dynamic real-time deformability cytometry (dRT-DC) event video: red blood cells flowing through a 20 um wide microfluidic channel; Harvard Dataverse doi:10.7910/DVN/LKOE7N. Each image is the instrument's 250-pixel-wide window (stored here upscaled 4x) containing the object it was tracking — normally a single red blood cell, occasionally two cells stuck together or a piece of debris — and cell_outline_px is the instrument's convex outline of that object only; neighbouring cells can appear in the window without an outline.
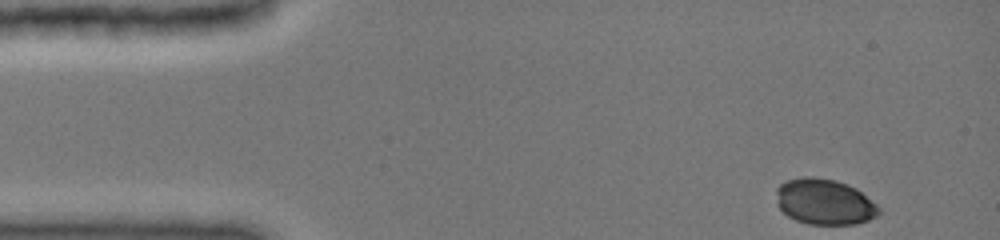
{"species": "common noctule bat (a hibernating species)", "species_latin": "Nyctalus noctula", "temperature_condition": "cold", "stored_images_in_passage": 17, "camera_frame_rate_fps": 3000, "um_per_image_px": 0.085, "animal": {"sex": "female", "body_mass_g": 19.0, "forearm_length_mm": 51.5}, "frame": {"image": 1, "passage_image": 1, "time_ms": 0.0, "image_size_px": [1000, 240], "cell_outline_px": [[880, 212], [876, 216], [868, 220], [856, 224], [808, 224], [796, 220], [788, 216], [776, 204], [776, 188], [784, 180], [804, 176], [812, 176], [836, 180], [848, 184], [856, 188], [876, 204], [880, 208]], "centroid_in_image_um": [70.05, 17.14], "position_along_channel_um": 15.0, "area_um2": 27.57}}
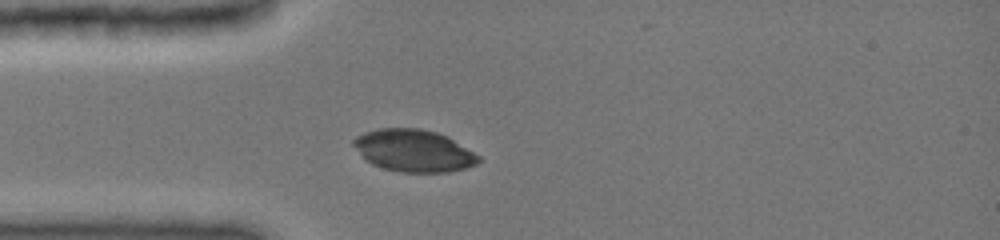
{"frame": {"image": 2, "passage_image": 14, "time_ms": 3.0, "image_size_px": [1000, 240], "cell_outline_px": [[480, 160], [476, 164], [464, 168], [448, 172], [400, 172], [384, 168], [372, 164], [352, 144], [352, 140], [356, 136], [364, 132], [380, 128], [420, 128], [436, 132], [448, 136], [480, 156]], "centroid_in_image_um": [35.18, 12.79], "position_along_channel_um": 49.8, "area_um2": 30.52}}